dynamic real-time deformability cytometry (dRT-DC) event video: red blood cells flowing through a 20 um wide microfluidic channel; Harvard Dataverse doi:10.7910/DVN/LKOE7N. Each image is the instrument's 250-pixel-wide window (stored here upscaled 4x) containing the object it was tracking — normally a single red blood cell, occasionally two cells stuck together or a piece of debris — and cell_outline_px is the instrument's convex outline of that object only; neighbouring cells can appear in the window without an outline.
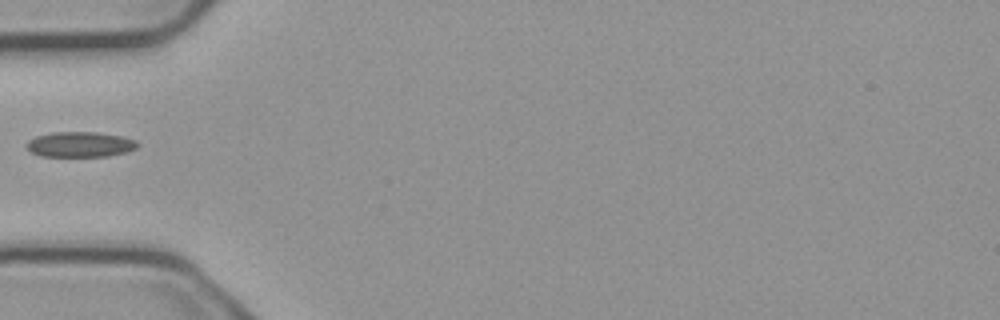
{"species": "common noctule bat (a hibernating species)", "species_latin": "Nyctalus noctula", "temperature_condition": "cold", "stored_images_in_passage": 37, "camera_frame_rate_fps": 3000, "um_per_image_px": 0.085, "animal": {"sex": "male", "body_mass_g": 23.1, "forearm_length_mm": 52.7}, "frame": {"image": 1, "passage_image": 1, "time_ms": 0.0, "image_size_px": [1000, 320], "cell_outline_px": [[140, 144], [136, 148], [128, 152], [108, 156], [40, 156], [32, 152], [28, 148], [28, 140], [36, 136], [52, 132], [96, 132], [120, 136], [136, 140]], "centroid_in_image_um": [6.85, 12.27], "position_along_channel_um": 78.2, "area_um2": 16.3}}
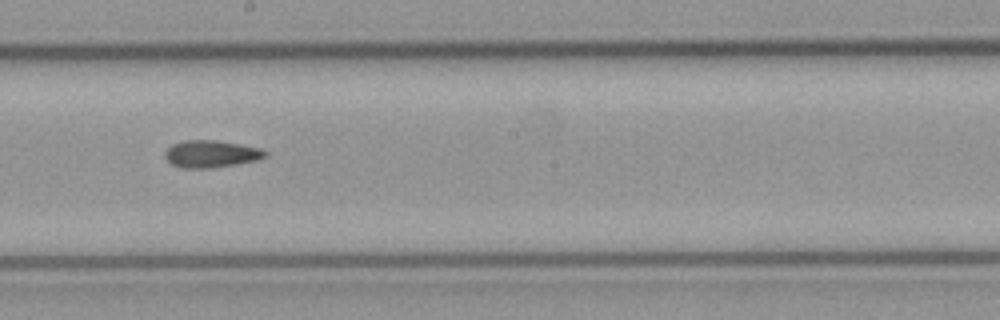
{"frame": {"image": 2, "passage_image": 13, "time_ms": 4.0, "image_size_px": [1000, 320], "cell_outline_px": [[268, 156], [256, 160], [236, 164], [208, 168], [180, 168], [172, 164], [164, 156], [164, 152], [172, 144], [188, 140], [216, 140], [260, 148], [268, 152]], "centroid_in_image_um": [17.94, 13.08], "position_along_channel_um": 230.3, "area_um2": 15.78}}
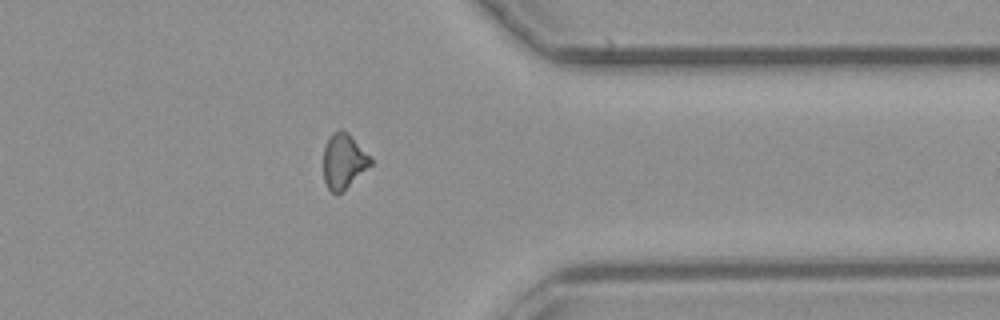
{"frame": {"image": 3, "passage_image": 26, "time_ms": 8.333, "image_size_px": [1000, 320], "cell_outline_px": [[372, 164], [340, 192], [332, 192], [328, 188], [324, 180], [324, 148], [328, 136], [332, 132], [340, 128], [348, 132], [372, 156]], "centroid_in_image_um": [29.22, 13.62], "position_along_channel_um": 382.2, "area_um2": 15.09}}